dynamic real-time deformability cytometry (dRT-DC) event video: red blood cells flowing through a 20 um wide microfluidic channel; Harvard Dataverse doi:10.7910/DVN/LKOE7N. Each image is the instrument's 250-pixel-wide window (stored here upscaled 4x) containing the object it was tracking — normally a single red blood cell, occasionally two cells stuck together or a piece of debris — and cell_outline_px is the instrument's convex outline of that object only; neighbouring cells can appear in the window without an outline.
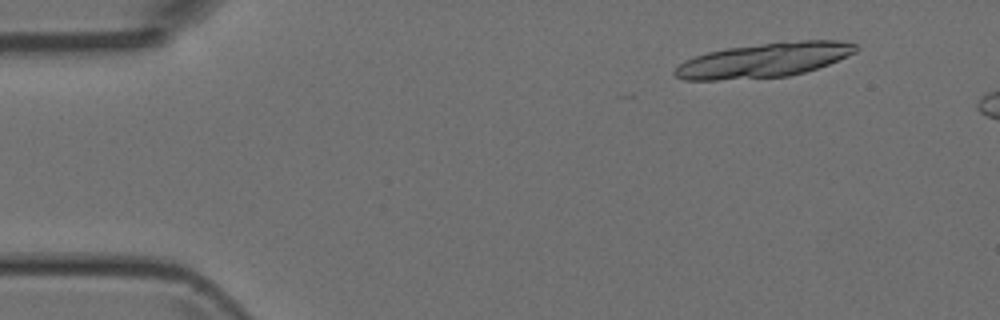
{"species": "Egyptian fruit bat (a non-hibernating species)", "species_latin": "Rousettus aegyptiacus", "temperature_condition": "room temperature", "stored_images_in_passage": 8, "camera_frame_rate_fps": 3000, "um_per_image_px": 0.085, "animal": {"sex": "female"}, "frame": {"image": 1, "passage_image": 3, "time_ms": 0.667, "image_size_px": [1000, 320], "cell_outline_px": [[860, 48], [856, 52], [828, 64], [804, 72], [788, 76], [716, 80], [684, 80], [676, 76], [672, 72], [684, 60], [708, 52], [724, 48], [760, 44], [800, 40], [840, 40], [856, 44]], "centroid_in_image_um": [64.95, 5.1], "position_along_channel_um": 20.1, "area_um2": 36.18}}